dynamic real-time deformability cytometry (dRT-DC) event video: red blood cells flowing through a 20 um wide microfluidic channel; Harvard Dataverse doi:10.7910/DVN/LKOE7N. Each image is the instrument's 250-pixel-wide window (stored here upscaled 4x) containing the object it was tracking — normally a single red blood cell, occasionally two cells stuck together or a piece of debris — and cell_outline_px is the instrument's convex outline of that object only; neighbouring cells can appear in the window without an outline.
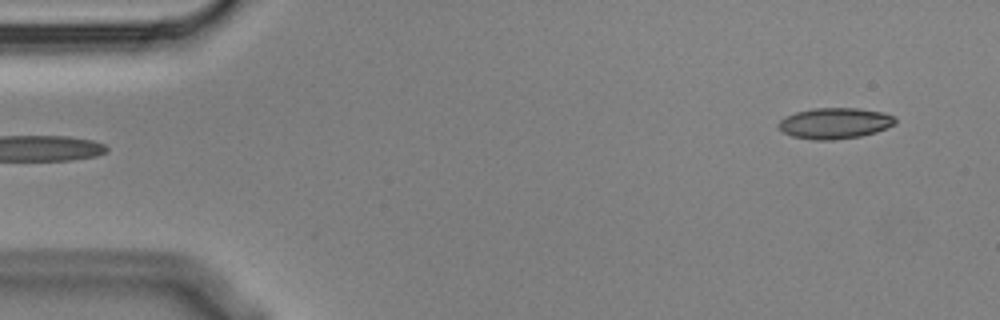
{"species": "Egyptian fruit bat (a non-hibernating species)", "species_latin": "Rousettus aegyptiacus", "temperature_condition": "cold", "stored_images_in_passage": 6, "segment_of_instrument_passage": [2, 2], "camera_frame_rate_fps": 3000, "um_per_image_px": 0.085, "animal": {"sex": "male"}, "frame": {"image": 1, "passage_image": 6, "time_ms": 1.667, "image_size_px": [1000, 320], "cell_outline_px": [[896, 124], [888, 128], [876, 132], [860, 136], [832, 140], [812, 140], [792, 136], [784, 132], [776, 124], [784, 116], [796, 112], [812, 108], [856, 108], [884, 112], [896, 116]], "centroid_in_image_um": [70.98, 10.47], "position_along_channel_um": 14.0, "area_um2": 21.27}}